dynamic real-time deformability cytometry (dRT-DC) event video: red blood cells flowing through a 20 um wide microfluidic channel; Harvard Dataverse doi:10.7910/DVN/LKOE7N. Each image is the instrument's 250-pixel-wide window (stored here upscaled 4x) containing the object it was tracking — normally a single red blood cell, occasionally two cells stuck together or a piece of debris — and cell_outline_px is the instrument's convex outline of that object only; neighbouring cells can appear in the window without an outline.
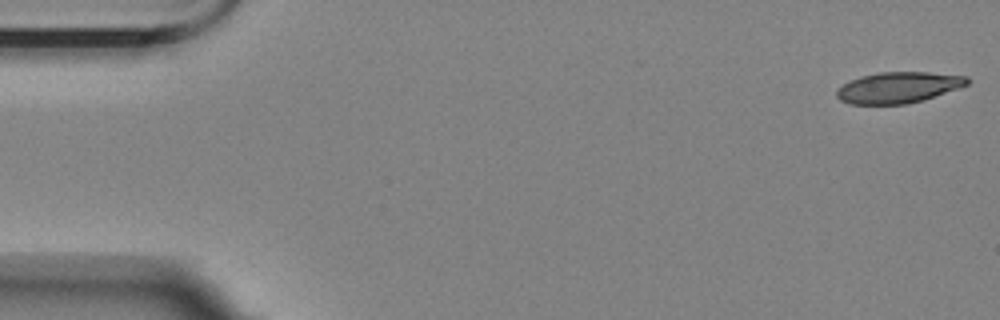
{"species": "Egyptian fruit bat (a non-hibernating species)", "species_latin": "Rousettus aegyptiacus", "temperature_condition": "room temperature", "stored_images_in_passage": 5, "camera_frame_rate_fps": 3000, "um_per_image_px": 0.085, "animal": {"sex": "female"}, "frame": {"image": 1, "passage_image": 1, "time_ms": 0.0, "image_size_px": [1000, 320], "cell_outline_px": [[972, 80], [968, 84], [924, 100], [908, 104], [848, 104], [840, 100], [836, 96], [836, 88], [848, 80], [860, 76], [880, 72], [928, 72], [968, 76]], "centroid_in_image_um": [76.33, 7.43], "position_along_channel_um": 8.7, "area_um2": 23.87}}
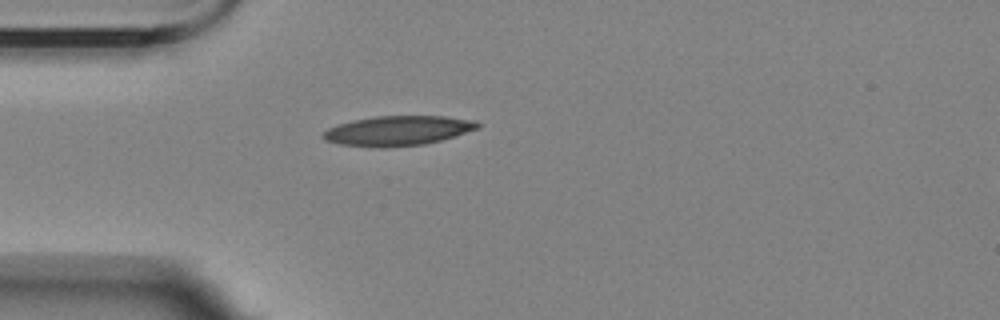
{"frame": {"image": 2, "passage_image": 5, "time_ms": 4.667, "image_size_px": [1000, 320], "cell_outline_px": [[480, 128], [440, 140], [424, 144], [384, 148], [340, 144], [324, 140], [320, 136], [328, 128], [336, 124], [352, 120], [376, 116], [444, 116], [476, 120], [480, 124]], "centroid_in_image_um": [33.8, 11.1], "position_along_channel_um": 51.2, "area_um2": 26.88}}